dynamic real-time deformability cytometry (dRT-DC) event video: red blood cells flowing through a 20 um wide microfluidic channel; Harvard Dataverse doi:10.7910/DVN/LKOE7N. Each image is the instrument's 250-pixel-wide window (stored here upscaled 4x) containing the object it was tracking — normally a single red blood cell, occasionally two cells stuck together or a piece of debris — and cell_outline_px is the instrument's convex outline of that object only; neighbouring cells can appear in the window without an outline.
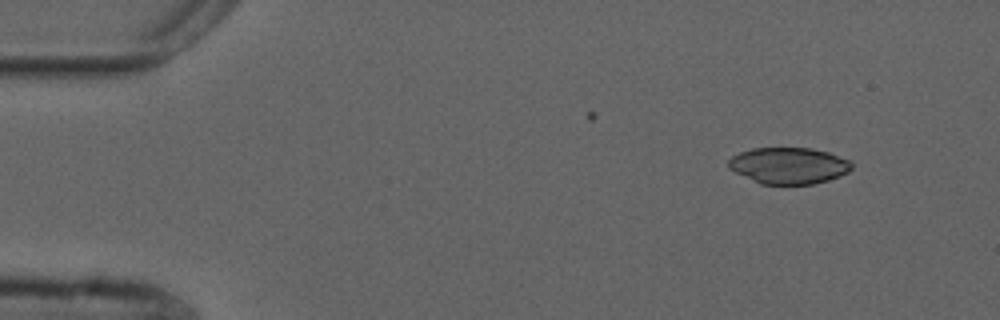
{"species": "common noctule bat (a hibernating species)", "species_latin": "Nyctalus noctula", "temperature_condition": "cold", "stored_images_in_passage": 4, "camera_frame_rate_fps": 3000, "um_per_image_px": 0.085, "animal": {"sex": "male", "forearm_length_mm": 52.5}, "frame": {"image": 1, "passage_image": 1, "time_ms": 0.0, "image_size_px": [1000, 320], "cell_outline_px": [[852, 168], [848, 172], [840, 176], [828, 180], [812, 184], [760, 184], [728, 168], [728, 160], [732, 156], [740, 152], [752, 148], [812, 148], [828, 152], [848, 160], [852, 164]], "centroid_in_image_um": [67.03, 14.07], "position_along_channel_um": 18.0, "area_um2": 26.07}}
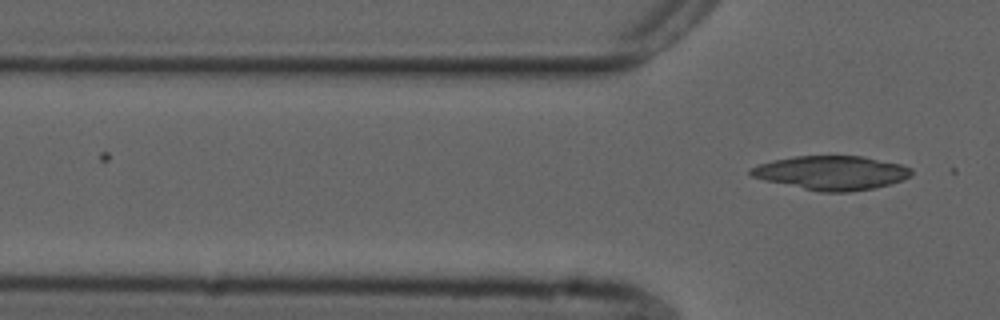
{"frame": {"image": 2, "passage_image": 4, "time_ms": 1.0, "image_size_px": [1000, 320], "cell_outline_px": [[912, 176], [888, 184], [872, 188], [852, 192], [820, 192], [764, 180], [752, 176], [748, 172], [752, 168], [760, 164], [772, 160], [796, 156], [864, 156], [900, 164], [912, 168]], "centroid_in_image_um": [70.68, 14.69], "position_along_channel_um": 55.1, "area_um2": 31.67}}